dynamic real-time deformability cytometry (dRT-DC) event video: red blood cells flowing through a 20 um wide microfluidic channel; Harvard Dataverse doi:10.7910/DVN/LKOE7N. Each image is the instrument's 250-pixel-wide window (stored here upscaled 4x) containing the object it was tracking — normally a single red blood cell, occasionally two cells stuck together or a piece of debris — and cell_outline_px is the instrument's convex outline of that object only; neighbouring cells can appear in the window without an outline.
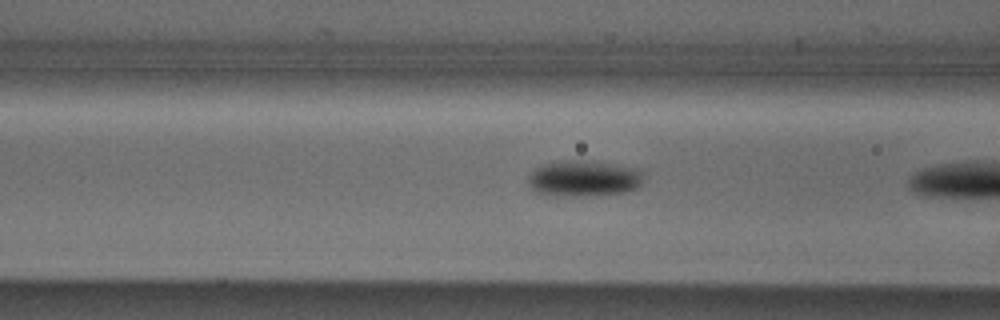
{"species": "Egyptian fruit bat (a non-hibernating species)", "species_latin": "Rousettus aegyptiacus", "temperature_condition": "cold", "stored_images_in_passage": 7, "camera_frame_rate_fps": 3000, "um_per_image_px": 0.085, "animal": {"sex": "male"}, "frame": {"image": 1, "passage_image": 6, "time_ms": 1.667, "image_size_px": [1000, 320], "cell_outline_px": [[640, 184], [636, 188], [624, 192], [572, 196], [556, 196], [536, 192], [528, 188], [528, 176], [540, 164], [564, 160], [592, 160], [636, 168], [640, 172]], "centroid_in_image_um": [49.52, 15.15], "position_along_channel_um": 117.1, "area_um2": 24.16}}